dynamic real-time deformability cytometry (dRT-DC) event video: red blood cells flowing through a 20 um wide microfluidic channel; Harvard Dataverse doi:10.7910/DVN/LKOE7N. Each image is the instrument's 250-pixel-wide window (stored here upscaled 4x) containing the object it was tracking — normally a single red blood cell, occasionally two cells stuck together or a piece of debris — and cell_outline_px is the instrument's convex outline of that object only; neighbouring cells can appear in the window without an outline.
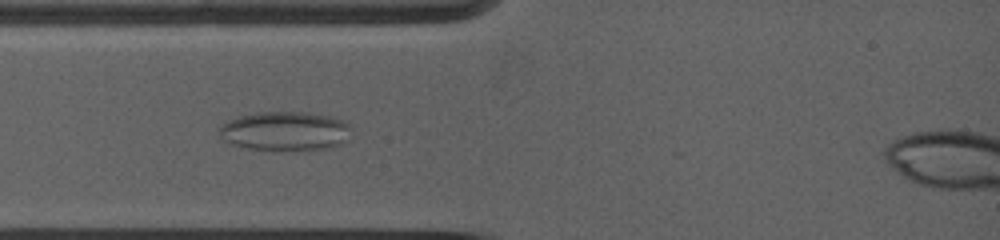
{"species": "common noctule bat (a hibernating species)", "species_latin": "Nyctalus noctula", "temperature_condition": "warm", "stored_images_in_passage": 22, "camera_frame_rate_fps": 5000, "um_per_image_px": 0.085, "animal": {"sex": "female", "body_mass_g": 19.0, "forearm_length_mm": 53.3}, "frame": {"image": 1, "passage_image": 16, "time_ms": 2.4, "image_size_px": [1000, 240], "cell_outline_px": [[352, 124], [344, 140], [340, 144], [332, 148], [272, 152], [248, 148], [232, 144], [224, 140], [216, 132], [228, 120], [240, 116], [256, 112], [308, 112], [328, 116], [344, 120]], "centroid_in_image_um": [24.21, 11.16], "position_along_channel_um": 60.8, "area_um2": 30.58}}